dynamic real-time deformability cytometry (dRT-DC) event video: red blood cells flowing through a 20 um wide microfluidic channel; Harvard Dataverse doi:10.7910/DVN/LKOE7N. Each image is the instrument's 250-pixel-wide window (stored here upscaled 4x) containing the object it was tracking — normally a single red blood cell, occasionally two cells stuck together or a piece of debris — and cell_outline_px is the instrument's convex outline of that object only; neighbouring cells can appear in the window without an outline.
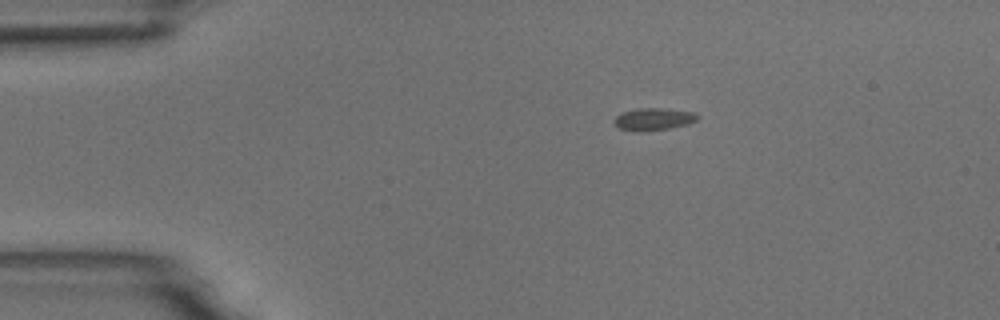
{"species": "common noctule bat (a hibernating species)", "species_latin": "Nyctalus noctula", "temperature_condition": "room temperature", "stored_images_in_passage": 2, "camera_frame_rate_fps": 3000, "um_per_image_px": 0.085, "animal": {"sex": "male", "body_mass_g": 18.8}, "frame": {"image": 1, "passage_image": 1, "time_ms": 0.0, "image_size_px": [1000, 320], "cell_outline_px": [[700, 116], [696, 120], [688, 124], [668, 128], [644, 132], [632, 132], [620, 128], [616, 124], [616, 116], [624, 112], [636, 108], [664, 108], [696, 112]], "centroid_in_image_um": [55.59, 10.13], "position_along_channel_um": 29.4, "area_um2": 10.87}}